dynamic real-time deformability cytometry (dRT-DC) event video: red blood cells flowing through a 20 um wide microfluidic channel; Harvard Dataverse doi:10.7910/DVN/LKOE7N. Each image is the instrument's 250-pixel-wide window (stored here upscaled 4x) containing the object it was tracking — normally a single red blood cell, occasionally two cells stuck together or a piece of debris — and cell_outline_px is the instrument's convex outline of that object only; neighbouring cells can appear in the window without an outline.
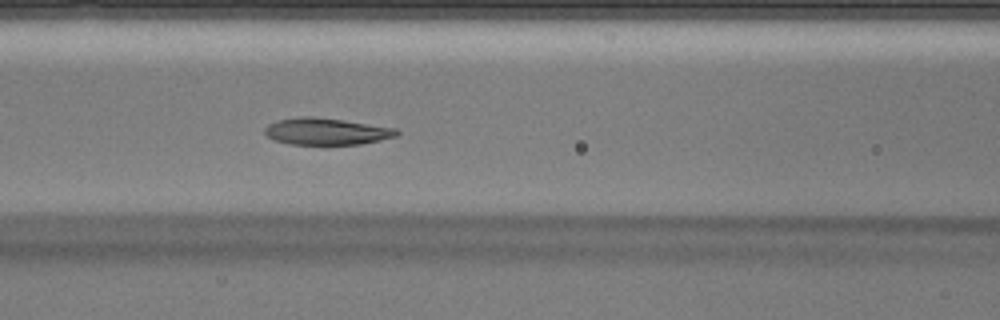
{"species": "Egyptian fruit bat (a non-hibernating species)", "species_latin": "Rousettus aegyptiacus", "temperature_condition": "warm", "stored_images_in_passage": 32, "camera_frame_rate_fps": 3000, "um_per_image_px": 0.085, "animal": {"sex": "male"}, "frame": {"image": 1, "passage_image": 14, "time_ms": 4.333, "image_size_px": [1000, 320], "cell_outline_px": [[400, 132], [396, 136], [380, 140], [360, 144], [292, 144], [276, 140], [268, 136], [264, 132], [264, 128], [268, 124], [280, 120], [300, 116], [312, 116], [344, 120], [396, 128]], "centroid_in_image_um": [27.76, 11.16], "position_along_channel_um": 138.8, "area_um2": 20.4}}
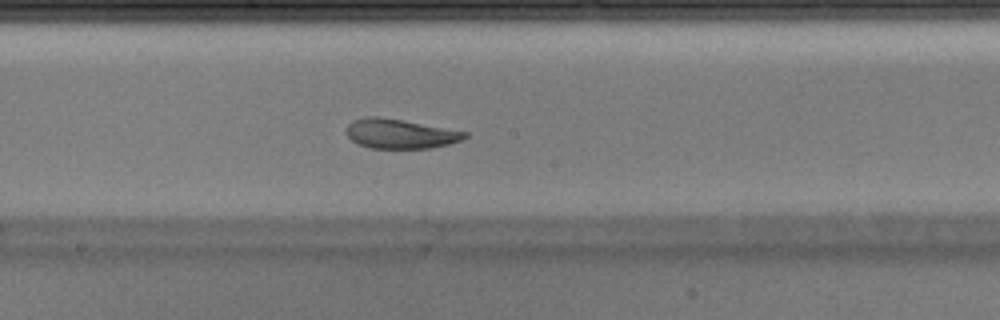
{"frame": {"image": 2, "passage_image": 19, "time_ms": 6.0, "image_size_px": [1000, 320], "cell_outline_px": [[468, 136], [460, 140], [448, 144], [432, 148], [368, 148], [356, 144], [344, 132], [348, 124], [352, 120], [368, 116], [376, 116], [404, 120], [468, 132]], "centroid_in_image_um": [33.96, 11.37], "position_along_channel_um": 214.2, "area_um2": 20.52}}